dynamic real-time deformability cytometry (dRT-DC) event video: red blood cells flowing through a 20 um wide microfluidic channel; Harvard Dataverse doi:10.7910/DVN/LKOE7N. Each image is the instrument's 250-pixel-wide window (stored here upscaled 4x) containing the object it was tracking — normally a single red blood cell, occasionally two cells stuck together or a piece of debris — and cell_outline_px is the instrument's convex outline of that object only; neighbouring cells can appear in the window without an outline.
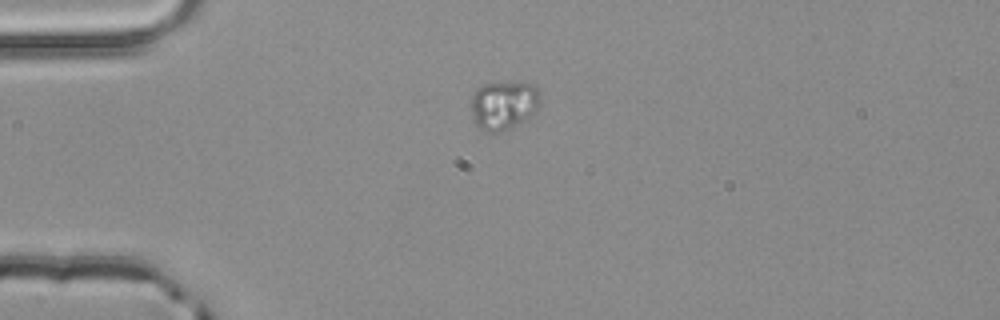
{"species": "common noctule bat (a hibernating species)", "species_latin": "Nyctalus noctula", "temperature_condition": "room temperature", "stored_images_in_passage": 4, "camera_frame_rate_fps": 3000, "um_per_image_px": 0.085, "animal": {"sex": "male", "body_mass_g": 20.4}, "frame": {"image": 1, "passage_image": 4, "time_ms": 1.0, "image_size_px": [1000, 320], "cell_outline_px": [[540, 104], [536, 112], [524, 120], [500, 132], [484, 132], [476, 124], [472, 116], [472, 96], [476, 88], [484, 84], [504, 80], [532, 84], [540, 92]], "centroid_in_image_um": [42.82, 8.89], "position_along_channel_um": 42.2, "area_um2": 20.0}}